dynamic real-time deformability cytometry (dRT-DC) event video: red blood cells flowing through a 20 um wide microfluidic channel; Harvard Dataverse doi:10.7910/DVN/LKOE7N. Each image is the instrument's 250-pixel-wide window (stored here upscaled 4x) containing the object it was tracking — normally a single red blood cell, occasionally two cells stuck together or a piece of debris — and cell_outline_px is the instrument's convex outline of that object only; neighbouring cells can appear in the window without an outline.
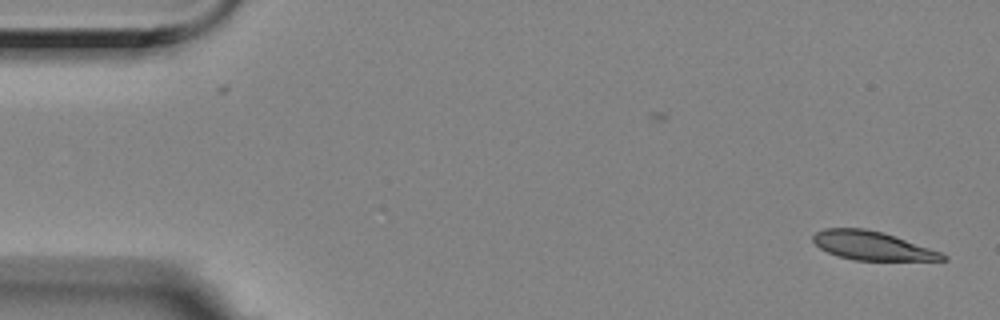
{"species": "Egyptian fruit bat (a non-hibernating species)", "species_latin": "Rousettus aegyptiacus", "temperature_condition": "room temperature", "stored_images_in_passage": 55, "camera_frame_rate_fps": 3000, "um_per_image_px": 0.085, "animal": {"sex": "female"}, "frame": {"image": 1, "passage_image": 1, "time_ms": 0.0, "image_size_px": [1000, 320], "cell_outline_px": [[948, 260], [856, 260], [836, 256], [820, 248], [812, 240], [812, 236], [816, 232], [824, 228], [864, 228], [884, 232], [940, 252], [948, 256]], "centroid_in_image_um": [74.1, 20.88], "position_along_channel_um": 10.9, "area_um2": 21.56}}
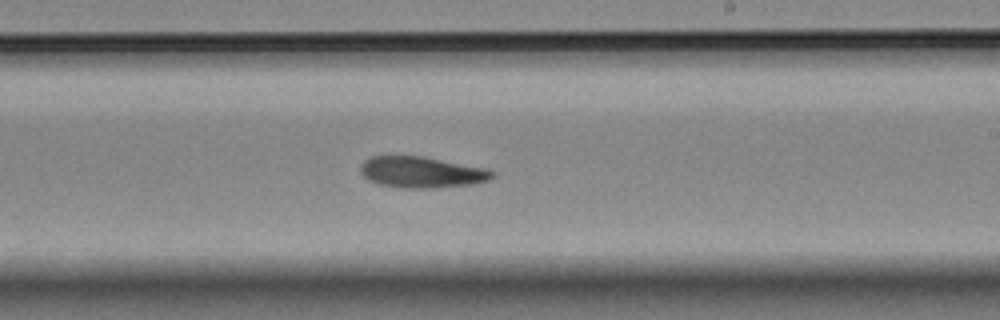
{"frame": {"image": 2, "passage_image": 32, "time_ms": 10.333, "image_size_px": [1000, 320], "cell_outline_px": [[496, 176], [488, 180], [476, 184], [432, 188], [400, 188], [380, 184], [368, 180], [360, 172], [360, 164], [364, 160], [372, 156], [420, 156], [484, 168], [492, 172]], "centroid_in_image_um": [35.8, 14.65], "position_along_channel_um": 253.2, "area_um2": 23.81}}
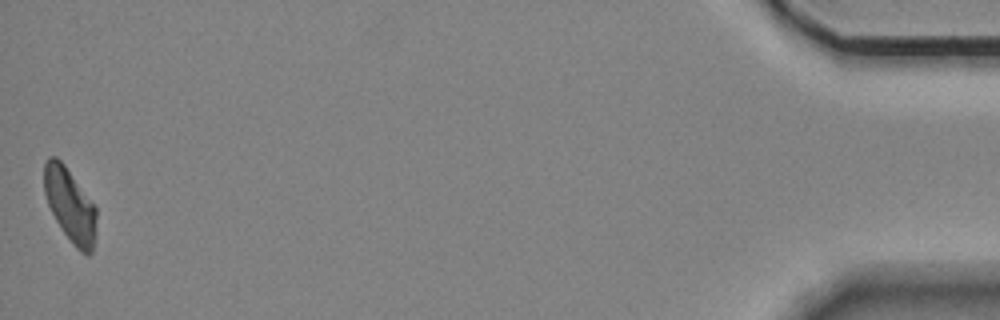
{"frame": {"image": 3, "passage_image": 55, "time_ms": 18.0, "image_size_px": [1000, 320], "cell_outline_px": [[96, 236], [92, 252], [88, 256], [80, 252], [72, 244], [60, 228], [48, 204], [44, 192], [44, 164], [48, 156], [56, 156], [64, 164], [96, 208]], "centroid_in_image_um": [5.95, 17.47], "position_along_channel_um": 429.2, "area_um2": 22.43}}